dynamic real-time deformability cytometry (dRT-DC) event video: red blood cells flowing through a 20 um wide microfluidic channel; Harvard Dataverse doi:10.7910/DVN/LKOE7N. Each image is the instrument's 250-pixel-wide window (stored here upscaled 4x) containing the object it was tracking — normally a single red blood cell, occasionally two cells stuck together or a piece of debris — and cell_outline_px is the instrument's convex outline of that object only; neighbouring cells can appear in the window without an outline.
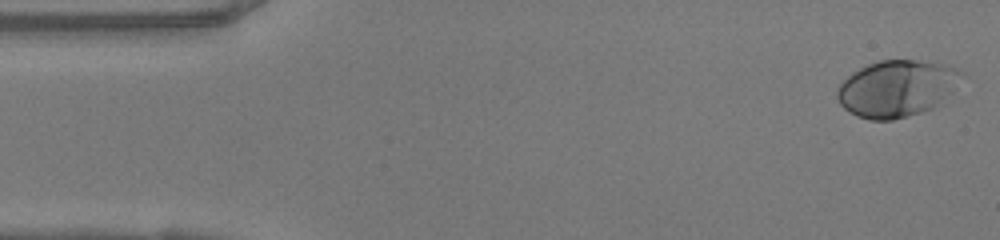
{"species": "human", "species_latin": "Homo sapiens", "temperature_condition": "warm", "stored_images_in_passage": 48, "camera_frame_rate_fps": 3000, "um_per_image_px": 0.085, "donor": {"sex": "female"}, "frame": {"image": 1, "passage_image": 1, "time_ms": 0.0, "image_size_px": [1000, 240], "cell_outline_px": [[964, 72], [952, 92], [932, 108], [920, 112], [892, 120], [868, 120], [856, 116], [848, 112], [840, 104], [836, 96], [836, 88], [852, 72], [868, 64], [880, 60], [916, 60], [948, 64]], "centroid_in_image_um": [76.2, 7.51], "position_along_channel_um": 8.8, "area_um2": 41.04}}
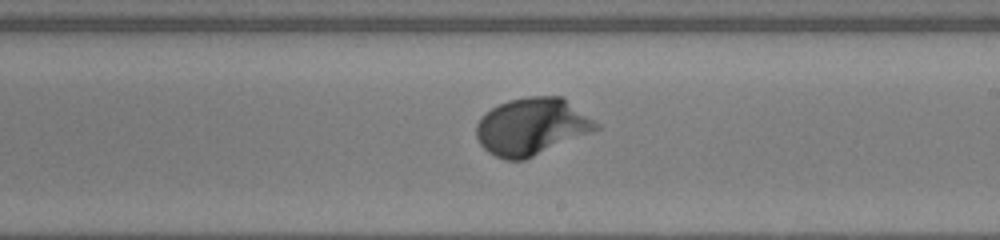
{"frame": {"image": 2, "passage_image": 27, "time_ms": 8.667, "image_size_px": [1000, 240], "cell_outline_px": [[604, 128], [524, 160], [504, 160], [488, 152], [480, 144], [476, 136], [476, 124], [480, 116], [484, 112], [508, 100], [528, 96], [564, 96], [600, 124]], "centroid_in_image_um": [45.24, 10.75], "position_along_channel_um": 243.8, "area_um2": 40.46}}
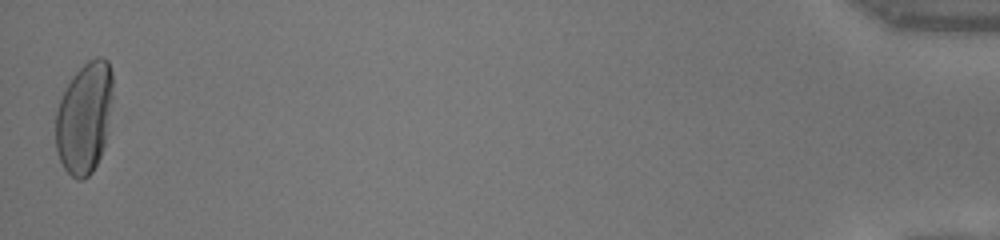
{"frame": {"image": 3, "passage_image": 48, "time_ms": 15.667, "image_size_px": [1000, 240], "cell_outline_px": [[112, 96], [104, 148], [92, 172], [84, 180], [76, 180], [64, 168], [60, 160], [56, 148], [56, 112], [60, 100], [72, 76], [88, 60], [96, 56], [104, 56], [108, 60], [112, 72]], "centroid_in_image_um": [7.18, 9.99], "position_along_channel_um": 428.0, "area_um2": 37.05}, "authors_computed_cell_mechanics": {"area_um2": 37.1365, "velocity_mm_per_s": 4.1101, "shape_relaxation_time_tau1_ms": 2.4681, "shape_relaxation_time_tau2_ms": null, "deformation_change_tau1": 0.1857, "deformation_change_tau2": null}}